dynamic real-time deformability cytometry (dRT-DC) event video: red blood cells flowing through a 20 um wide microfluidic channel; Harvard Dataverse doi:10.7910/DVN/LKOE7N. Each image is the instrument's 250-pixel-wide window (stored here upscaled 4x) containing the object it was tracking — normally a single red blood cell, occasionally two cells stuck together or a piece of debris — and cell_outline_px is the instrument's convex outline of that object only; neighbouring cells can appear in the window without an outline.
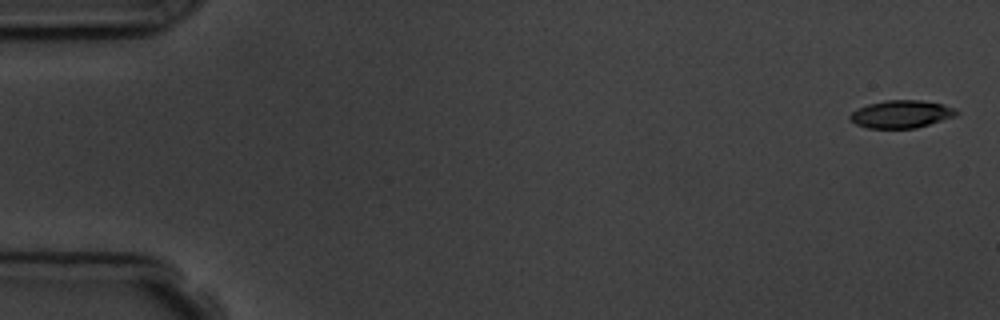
{"species": "common noctule bat (a hibernating species)", "species_latin": "Nyctalus noctula", "temperature_condition": "room temperature", "stored_images_in_passage": 5, "camera_frame_rate_fps": 3000, "um_per_image_px": 0.085, "animal": {"sex": "male", "body_mass_g": 19.5, "forearm_length_mm": 54.6}, "frame": {"image": 1, "passage_image": 1, "time_ms": 0.0, "image_size_px": [1000, 320], "cell_outline_px": [[960, 112], [956, 116], [916, 128], [868, 128], [856, 124], [848, 116], [852, 112], [868, 104], [884, 100], [920, 100], [940, 104], [956, 108]], "centroid_in_image_um": [76.63, 9.7], "position_along_channel_um": 8.4, "area_um2": 17.05}}
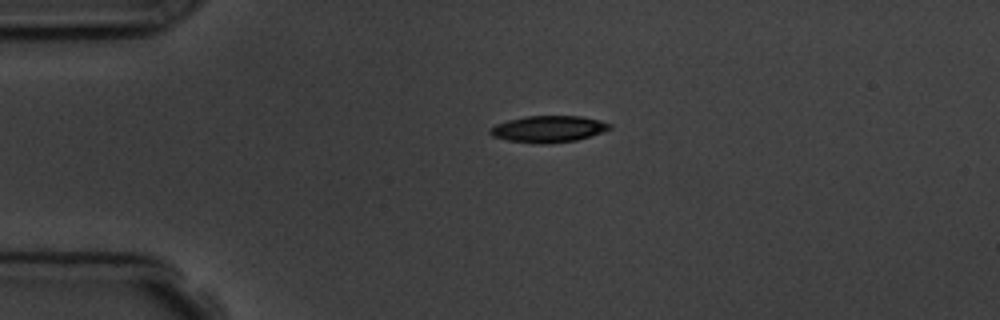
{"frame": {"image": 2, "passage_image": 4, "time_ms": 3.667, "image_size_px": [1000, 320], "cell_outline_px": [[612, 128], [604, 132], [576, 140], [544, 144], [536, 144], [508, 140], [492, 136], [488, 132], [488, 128], [496, 124], [508, 120], [524, 116], [580, 116], [600, 120], [612, 124]], "centroid_in_image_um": [46.61, 10.96], "position_along_channel_um": 38.4, "area_um2": 18.67}}